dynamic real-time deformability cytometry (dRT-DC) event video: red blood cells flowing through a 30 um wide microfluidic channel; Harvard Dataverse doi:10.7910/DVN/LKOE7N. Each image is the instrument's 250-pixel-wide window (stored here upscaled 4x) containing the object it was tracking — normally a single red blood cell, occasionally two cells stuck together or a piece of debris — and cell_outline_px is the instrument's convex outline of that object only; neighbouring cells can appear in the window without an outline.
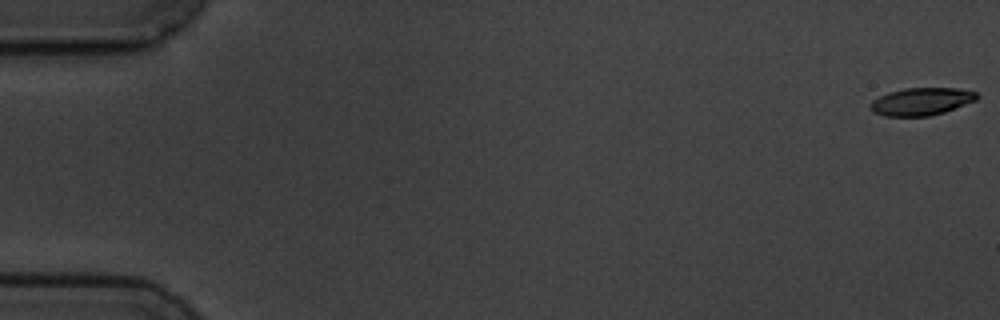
{"species": "common noctule bat (a hibernating species)", "species_latin": "Nyctalus noctula", "temperature_condition": "cold", "stored_images_in_passage": 5, "camera_frame_rate_fps": 3000, "um_per_image_px": 0.085, "animal": {"sex": "male", "body_mass_g": 19.5, "forearm_length_mm": 54.6}, "frame": {"image": 1, "passage_image": 1, "time_ms": 0.0, "image_size_px": [1000, 320], "cell_outline_px": [[980, 96], [976, 100], [944, 112], [928, 116], [884, 116], [872, 112], [868, 104], [872, 100], [888, 92], [904, 88], [956, 88], [976, 92]], "centroid_in_image_um": [78.28, 8.62], "position_along_channel_um": 6.7, "area_um2": 17.17}}
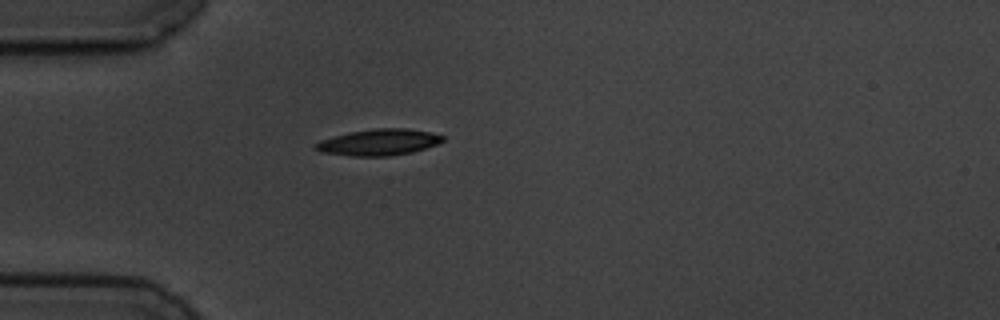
{"frame": {"image": 2, "passage_image": 5, "time_ms": 5.333, "image_size_px": [1000, 320], "cell_outline_px": [[444, 140], [436, 144], [412, 152], [388, 156], [352, 156], [320, 152], [312, 148], [312, 144], [320, 140], [352, 132], [376, 128], [408, 128], [432, 132], [444, 136]], "centroid_in_image_um": [32.17, 12.09], "position_along_channel_um": 52.8, "area_um2": 19.48}}